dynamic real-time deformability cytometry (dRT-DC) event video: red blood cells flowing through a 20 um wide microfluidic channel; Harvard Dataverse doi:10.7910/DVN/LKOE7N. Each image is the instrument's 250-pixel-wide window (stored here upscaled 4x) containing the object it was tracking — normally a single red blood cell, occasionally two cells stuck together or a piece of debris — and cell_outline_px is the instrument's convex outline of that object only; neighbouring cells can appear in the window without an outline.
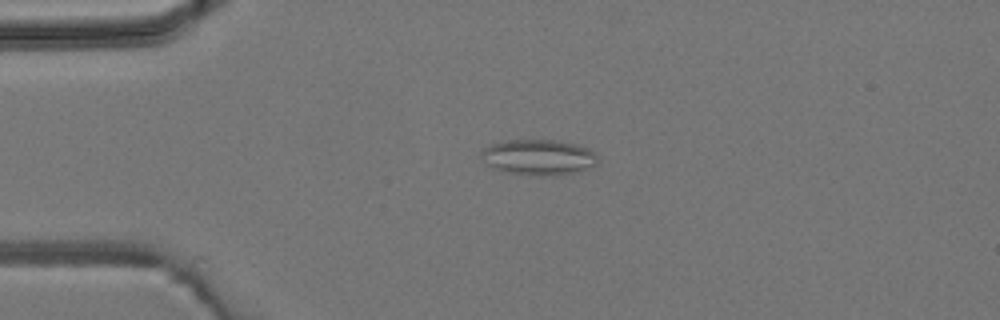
{"species": "common noctule bat (a hibernating species)", "species_latin": "Nyctalus noctula", "temperature_condition": "room temperature", "stored_images_in_passage": 5, "camera_frame_rate_fps": 3000, "um_per_image_px": 0.085, "animal": {"sex": "male", "body_mass_g": 19.2, "forearm_length_mm": 51.8}, "frame": {"image": 1, "passage_image": 4, "time_ms": 3.667, "image_size_px": [1000, 320], "cell_outline_px": [[596, 164], [572, 172], [552, 176], [540, 176], [508, 172], [492, 168], [480, 160], [480, 148], [492, 144], [508, 140], [560, 140], [576, 144], [588, 148], [596, 152]], "centroid_in_image_um": [45.7, 13.35], "position_along_channel_um": 39.3, "area_um2": 24.22}}